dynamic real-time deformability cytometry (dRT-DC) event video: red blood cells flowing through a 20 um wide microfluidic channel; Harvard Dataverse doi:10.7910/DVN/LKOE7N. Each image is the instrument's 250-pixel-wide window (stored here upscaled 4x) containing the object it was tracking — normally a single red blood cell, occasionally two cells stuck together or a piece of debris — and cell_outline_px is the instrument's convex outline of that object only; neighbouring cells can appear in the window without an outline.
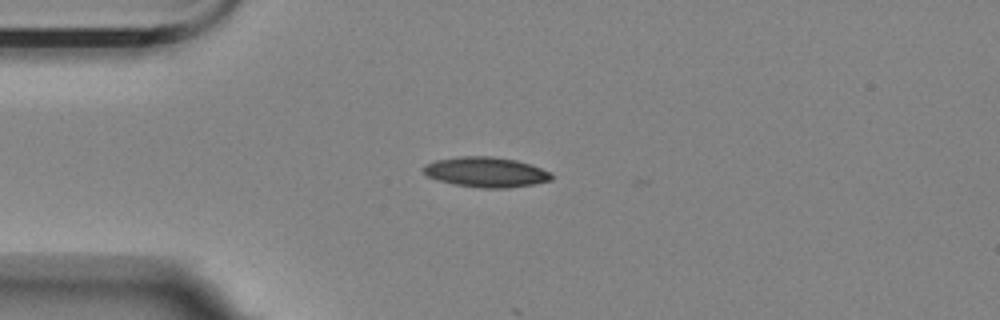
{"species": "Egyptian fruit bat (a non-hibernating species)", "species_latin": "Rousettus aegyptiacus", "temperature_condition": "room temperature", "stored_images_in_passage": 12, "camera_frame_rate_fps": 3000, "um_per_image_px": 0.085, "animal": {"sex": "female"}, "frame": {"image": 1, "passage_image": 1, "time_ms": 0.0, "image_size_px": [1000, 320], "cell_outline_px": [[552, 180], [532, 184], [508, 188], [480, 188], [456, 184], [436, 180], [428, 176], [424, 172], [424, 168], [428, 164], [436, 160], [460, 156], [492, 156], [516, 160], [540, 168], [548, 172], [552, 176]], "centroid_in_image_um": [41.3, 14.63], "position_along_channel_um": 43.7, "area_um2": 22.14}}
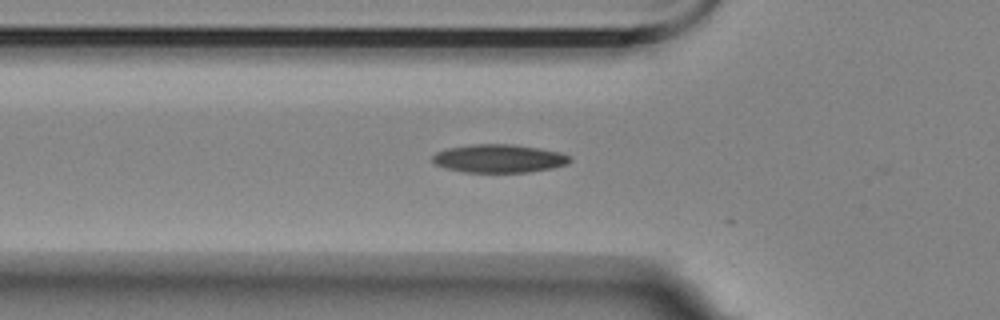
{"frame": {"image": 2, "passage_image": 6, "time_ms": 1.667, "image_size_px": [1000, 320], "cell_outline_px": [[572, 160], [568, 164], [552, 168], [528, 172], [464, 172], [444, 168], [436, 164], [432, 160], [432, 156], [436, 152], [448, 148], [476, 144], [512, 144], [540, 148], [560, 152], [572, 156]], "centroid_in_image_um": [42.45, 13.47], "position_along_channel_um": 83.4, "area_um2": 22.72}}
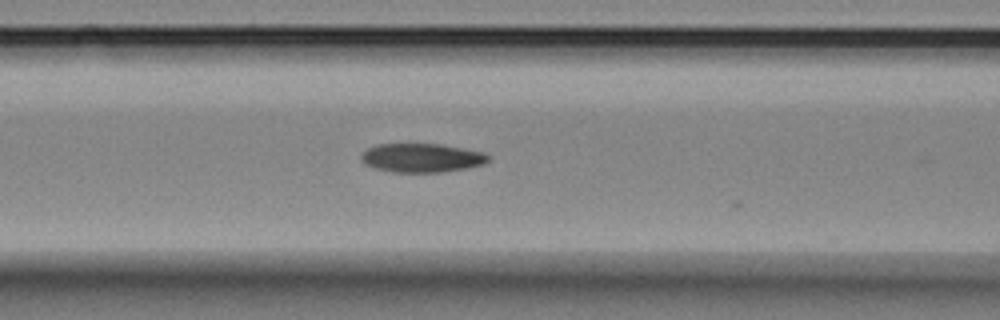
{"frame": {"image": 3, "passage_image": 10, "time_ms": 3.0, "image_size_px": [1000, 320], "cell_outline_px": [[488, 160], [484, 164], [444, 172], [392, 172], [376, 168], [364, 164], [360, 160], [360, 156], [368, 148], [376, 144], [440, 144], [484, 152], [488, 156]], "centroid_in_image_um": [35.81, 13.41], "position_along_channel_um": 130.8, "area_um2": 21.27}}